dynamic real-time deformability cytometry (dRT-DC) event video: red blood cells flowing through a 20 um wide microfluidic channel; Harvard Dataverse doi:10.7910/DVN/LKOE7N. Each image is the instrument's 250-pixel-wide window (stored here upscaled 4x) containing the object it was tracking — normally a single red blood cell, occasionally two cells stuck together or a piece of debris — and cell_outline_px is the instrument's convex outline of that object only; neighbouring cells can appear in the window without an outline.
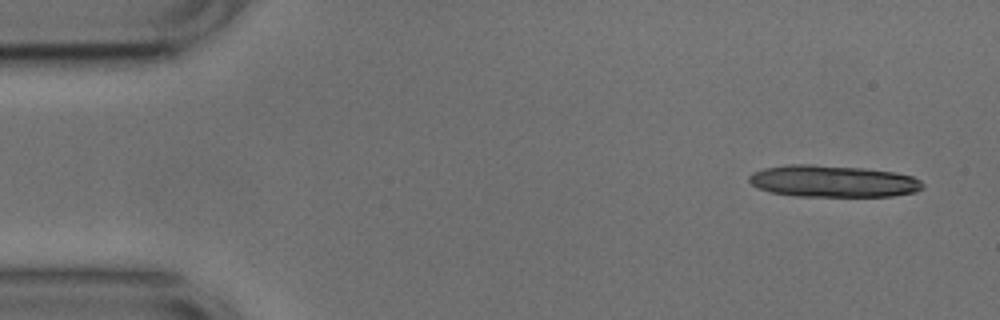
{"species": "common noctule bat (a hibernating species)", "species_latin": "Nyctalus noctula", "temperature_condition": "cold", "stored_images_in_passage": 11, "camera_frame_rate_fps": 3000, "um_per_image_px": 0.085, "animal": {"sex": "male", "body_mass_g": 17.9, "forearm_length_mm": 54.2}, "frame": {"image": 1, "passage_image": 1, "time_ms": 0.0, "image_size_px": [1000, 320], "cell_outline_px": [[924, 188], [916, 192], [892, 196], [796, 196], [772, 192], [756, 188], [748, 180], [748, 176], [752, 172], [764, 168], [788, 164], [812, 164], [864, 168], [896, 172], [912, 176], [920, 180], [924, 184]], "centroid_in_image_um": [70.8, 15.4], "position_along_channel_um": 14.2, "area_um2": 32.48}}